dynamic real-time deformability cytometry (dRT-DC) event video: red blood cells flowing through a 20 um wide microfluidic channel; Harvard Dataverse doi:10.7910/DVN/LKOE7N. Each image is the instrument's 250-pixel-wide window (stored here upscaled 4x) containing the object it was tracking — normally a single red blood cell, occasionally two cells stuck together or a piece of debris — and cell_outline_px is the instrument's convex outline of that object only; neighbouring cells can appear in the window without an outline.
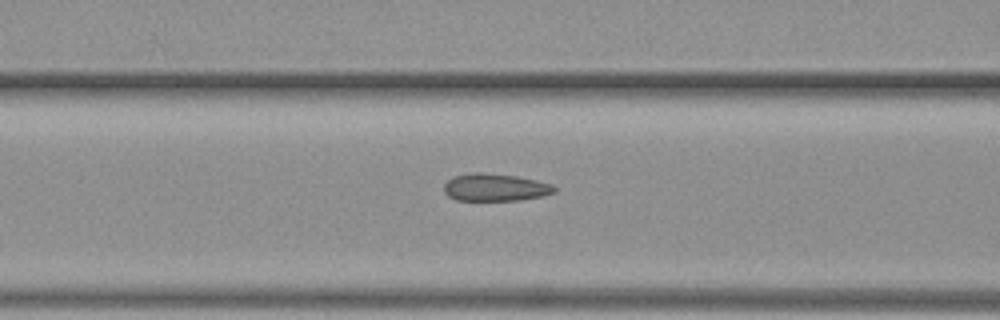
{"species": "common noctule bat (a hibernating species)", "species_latin": "Nyctalus noctula", "temperature_condition": "warm", "stored_images_in_passage": 16, "camera_frame_rate_fps": 3000, "um_per_image_px": 0.085, "animal": {"sex": "female", "body_mass_g": 19.3, "forearm_length_mm": 54.1}, "frame": {"image": 1, "passage_image": 14, "time_ms": 4.333, "image_size_px": [1000, 320], "cell_outline_px": [[556, 192], [544, 196], [520, 200], [456, 200], [448, 196], [444, 192], [444, 184], [452, 176], [476, 172], [484, 172], [516, 176], [536, 180], [552, 184], [556, 188]], "centroid_in_image_um": [42.09, 15.92], "position_along_channel_um": 124.5, "area_um2": 17.8}}